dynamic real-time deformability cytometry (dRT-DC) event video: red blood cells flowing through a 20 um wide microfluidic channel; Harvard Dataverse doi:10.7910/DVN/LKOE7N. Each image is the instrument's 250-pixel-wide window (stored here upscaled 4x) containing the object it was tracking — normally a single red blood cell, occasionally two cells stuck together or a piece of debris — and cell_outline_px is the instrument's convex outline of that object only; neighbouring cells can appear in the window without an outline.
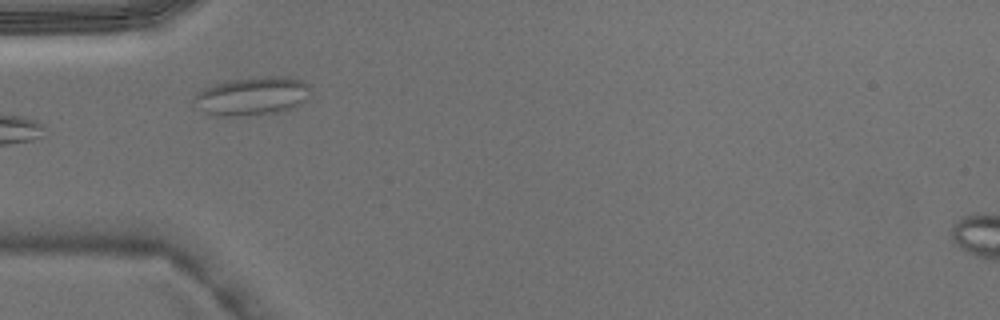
{"species": "Egyptian fruit bat (a non-hibernating species)", "species_latin": "Rousettus aegyptiacus", "temperature_condition": "warm", "stored_images_in_passage": 5, "camera_frame_rate_fps": 3000, "um_per_image_px": 0.085, "animal": {"sex": "male"}, "frame": {"image": 1, "passage_image": 4, "time_ms": 1.0, "image_size_px": [1000, 320], "cell_outline_px": [[312, 88], [304, 100], [300, 104], [292, 108], [280, 112], [224, 116], [220, 116], [204, 112], [192, 108], [192, 100], [196, 92], [200, 88], [224, 80], [268, 76], [288, 76], [300, 80], [308, 84]], "centroid_in_image_um": [21.34, 8.15], "position_along_channel_um": 63.7, "area_um2": 26.53}}
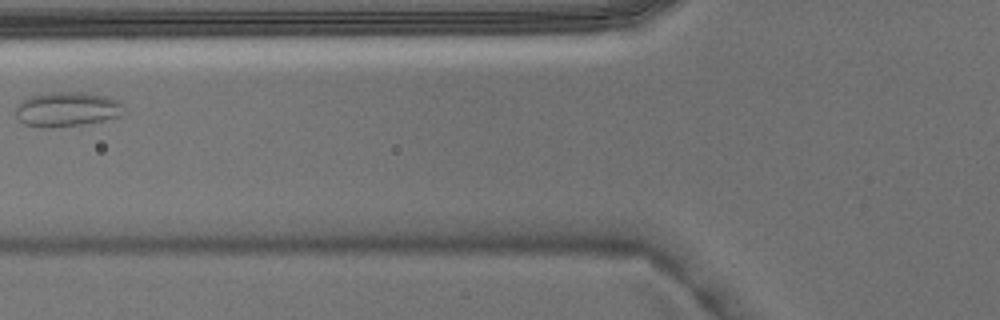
{"frame": {"image": 2, "passage_image": 5, "time_ms": 1.333, "image_size_px": [1000, 320], "cell_outline_px": [[124, 104], [120, 116], [84, 124], [48, 128], [40, 128], [24, 124], [16, 116], [16, 108], [28, 96], [52, 92], [84, 92], [108, 96], [120, 100]], "centroid_in_image_um": [5.71, 9.28], "position_along_channel_um": 120.1, "area_um2": 21.91}}